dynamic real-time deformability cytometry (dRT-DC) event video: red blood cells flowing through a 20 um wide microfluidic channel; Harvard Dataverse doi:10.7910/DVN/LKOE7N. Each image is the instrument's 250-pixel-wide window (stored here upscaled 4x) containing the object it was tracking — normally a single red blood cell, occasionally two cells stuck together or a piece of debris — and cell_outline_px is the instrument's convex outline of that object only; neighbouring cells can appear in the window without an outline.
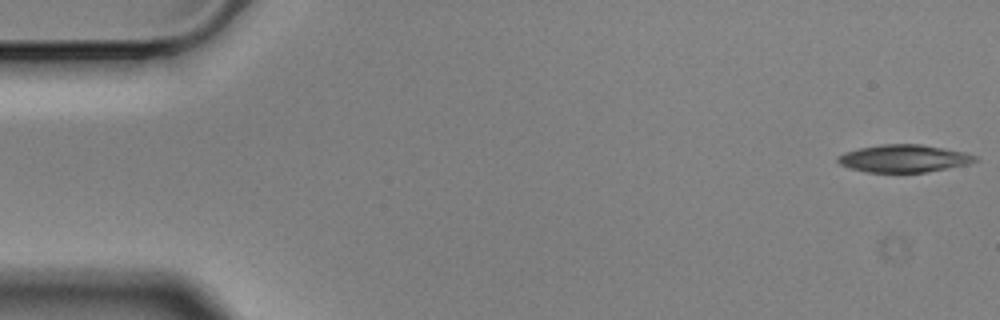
{"species": "Egyptian fruit bat (a non-hibernating species)", "species_latin": "Rousettus aegyptiacus", "temperature_condition": "cold", "stored_images_in_passage": 56, "camera_frame_rate_fps": 3000, "um_per_image_px": 0.085, "animal": {"sex": "male"}, "frame": {"image": 1, "passage_image": 1, "time_ms": 0.0, "image_size_px": [1000, 320], "cell_outline_px": [[976, 160], [968, 164], [924, 172], [868, 172], [852, 168], [840, 164], [836, 160], [836, 156], [844, 152], [860, 148], [880, 144], [920, 144], [964, 152], [976, 156]], "centroid_in_image_um": [76.78, 13.46], "position_along_channel_um": 8.2, "area_um2": 21.73}}
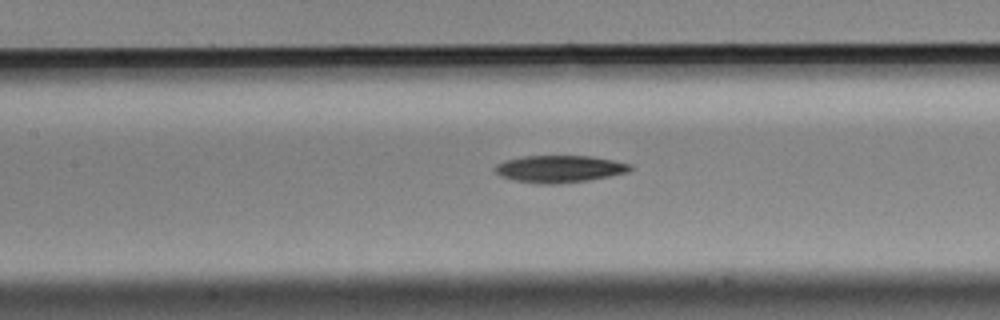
{"frame": {"image": 2, "passage_image": 25, "time_ms": 8.0, "image_size_px": [1000, 320], "cell_outline_px": [[632, 172], [588, 180], [560, 184], [536, 184], [512, 180], [500, 176], [492, 168], [496, 164], [504, 160], [520, 156], [592, 156], [632, 164]], "centroid_in_image_um": [47.54, 14.36], "position_along_channel_um": 159.9, "area_um2": 21.79}}
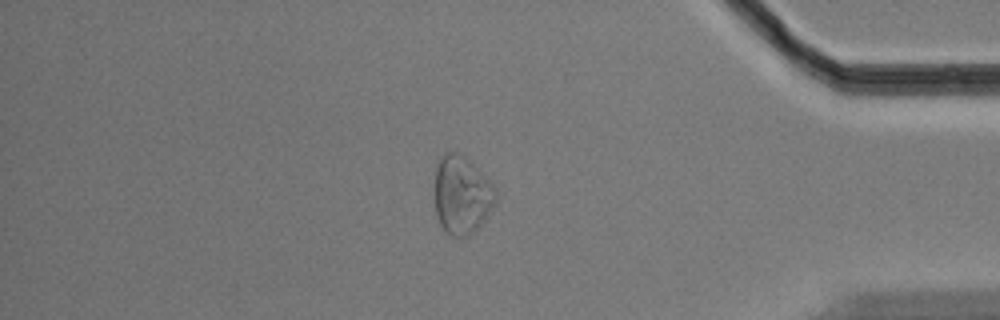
{"frame": {"image": 3, "passage_image": 48, "time_ms": 15.667, "image_size_px": [1000, 320], "cell_outline_px": [[496, 200], [480, 224], [468, 236], [452, 236], [444, 232], [436, 216], [436, 164], [440, 156], [444, 152], [456, 152], [464, 156], [496, 188]], "centroid_in_image_um": [39.22, 16.57], "position_along_channel_um": 396.0, "area_um2": 27.28}, "authors_computed_cell_mechanics": {"area_um2": 22.1663, "velocity_mm_per_s": 3.4999, "shape_relaxation_time_tau1_ms": 2.6511, "shape_relaxation_time_tau2_ms": null, "deformation_change_tau1": 0.0998, "deformation_change_tau2": null}}